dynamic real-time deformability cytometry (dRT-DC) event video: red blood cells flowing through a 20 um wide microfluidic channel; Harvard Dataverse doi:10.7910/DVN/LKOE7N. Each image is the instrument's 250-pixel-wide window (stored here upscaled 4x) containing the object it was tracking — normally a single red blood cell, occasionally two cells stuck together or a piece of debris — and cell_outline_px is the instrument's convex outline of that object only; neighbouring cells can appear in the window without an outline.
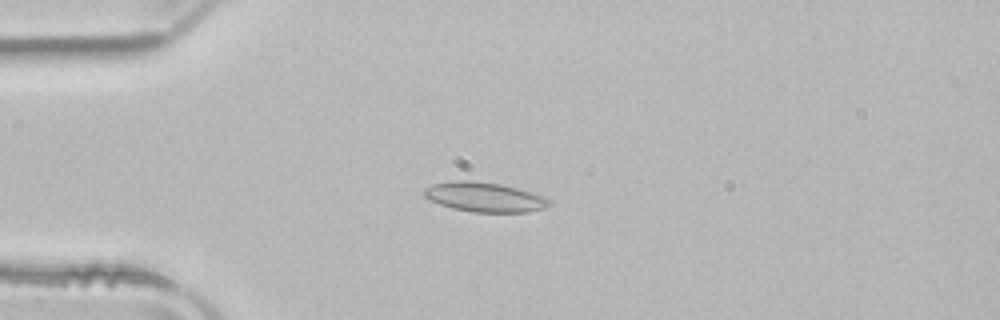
{"species": "common noctule bat (a hibernating species)", "species_latin": "Nyctalus noctula", "temperature_condition": "room temperature", "stored_images_in_passage": 4, "camera_frame_rate_fps": 3000, "um_per_image_px": 0.085, "animal": {"sex": "male", "body_mass_g": 21.5, "forearm_length_mm": 52.0}, "frame": {"image": 1, "passage_image": 3, "time_ms": 0.667, "image_size_px": [1000, 320], "cell_outline_px": [[552, 204], [544, 208], [528, 212], [472, 212], [452, 208], [440, 204], [424, 196], [424, 188], [432, 184], [452, 180], [472, 180], [500, 184], [516, 188], [544, 196], [552, 200]], "centroid_in_image_um": [41.2, 16.75], "position_along_channel_um": 43.8, "area_um2": 21.62}}
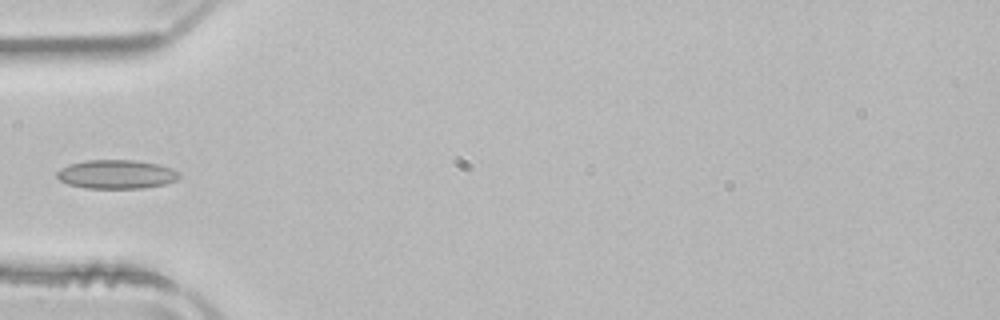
{"frame": {"image": 2, "passage_image": 4, "time_ms": 1.0, "image_size_px": [1000, 320], "cell_outline_px": [[180, 176], [176, 180], [164, 184], [140, 188], [84, 188], [68, 184], [60, 180], [56, 176], [56, 172], [60, 168], [68, 164], [84, 160], [136, 160], [160, 164], [172, 168], [180, 172]], "centroid_in_image_um": [9.88, 14.8], "position_along_channel_um": 75.1, "area_um2": 20.75}}